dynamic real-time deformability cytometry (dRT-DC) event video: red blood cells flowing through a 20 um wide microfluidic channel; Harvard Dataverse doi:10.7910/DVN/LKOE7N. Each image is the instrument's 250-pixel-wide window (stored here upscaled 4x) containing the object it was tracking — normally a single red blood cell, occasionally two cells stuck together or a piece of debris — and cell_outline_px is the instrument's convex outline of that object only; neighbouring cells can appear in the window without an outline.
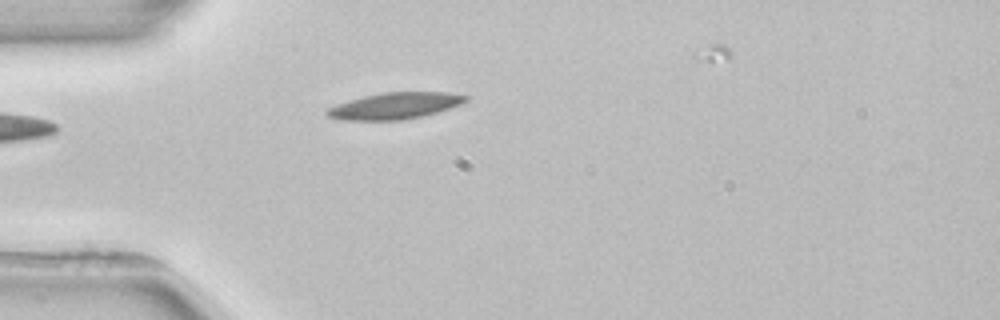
{"species": "common noctule bat (a hibernating species)", "species_latin": "Nyctalus noctula", "temperature_condition": "room temperature", "stored_images_in_passage": 3, "camera_frame_rate_fps": 3000, "um_per_image_px": 0.085, "animal": {"sex": "female", "body_mass_g": 22.7, "forearm_length_mm": 54.2}, "frame": {"image": 1, "passage_image": 3, "time_ms": 4.0, "image_size_px": [1000, 320], "cell_outline_px": [[468, 100], [460, 104], [436, 112], [404, 120], [340, 120], [328, 116], [324, 112], [328, 108], [336, 104], [348, 100], [364, 96], [384, 92], [448, 92], [468, 96]], "centroid_in_image_um": [33.53, 8.99], "position_along_channel_um": 51.5, "area_um2": 21.27}}